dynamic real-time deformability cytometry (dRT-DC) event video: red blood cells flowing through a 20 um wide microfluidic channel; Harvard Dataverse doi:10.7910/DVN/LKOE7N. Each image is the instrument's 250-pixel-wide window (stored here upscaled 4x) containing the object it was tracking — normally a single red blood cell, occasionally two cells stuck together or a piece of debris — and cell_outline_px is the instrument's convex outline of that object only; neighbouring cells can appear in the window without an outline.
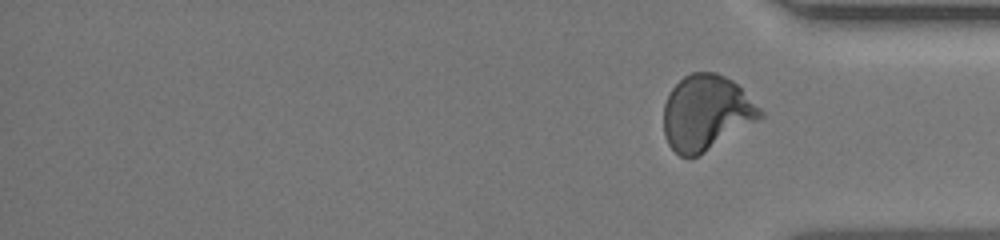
{"species": "human", "species_latin": "Homo sapiens", "temperature_condition": "room temperature", "stored_images_in_passage": 36, "segment_of_instrument_passage": [2, 2], "camera_frame_rate_fps": 3000, "um_per_image_px": 0.085, "donor": {"sex": "female"}, "frame": {"image": 1, "passage_image": 36, "time_ms": 14.667, "image_size_px": [1000, 240], "cell_outline_px": [[764, 116], [704, 152], [696, 156], [680, 156], [668, 144], [664, 136], [664, 104], [672, 88], [684, 76], [692, 72], [716, 72], [732, 80], [764, 112]], "centroid_in_image_um": [60.0, 9.57], "position_along_channel_um": 375.2, "area_um2": 41.67}}